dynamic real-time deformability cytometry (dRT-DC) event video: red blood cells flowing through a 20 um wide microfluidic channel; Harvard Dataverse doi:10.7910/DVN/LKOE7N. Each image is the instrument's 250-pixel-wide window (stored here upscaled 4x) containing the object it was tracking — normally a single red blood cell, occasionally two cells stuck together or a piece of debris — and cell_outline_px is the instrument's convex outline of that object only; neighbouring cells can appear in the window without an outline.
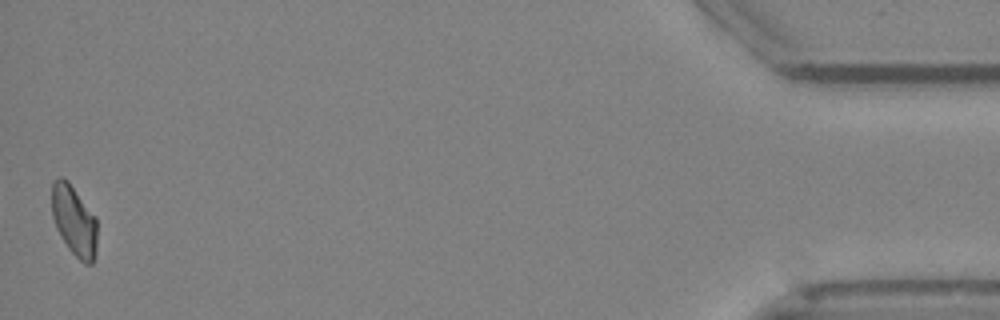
{"species": "Egyptian fruit bat (a non-hibernating species)", "species_latin": "Rousettus aegyptiacus", "temperature_condition": "cold", "stored_images_in_passage": 52, "camera_frame_rate_fps": 3000, "um_per_image_px": 0.085, "animal": {"sex": "female"}, "frame": {"image": 1, "passage_image": 52, "time_ms": 17.0, "image_size_px": [1000, 320], "cell_outline_px": [[96, 248], [92, 264], [84, 264], [68, 248], [56, 228], [52, 216], [52, 184], [60, 176], [68, 180], [96, 216]], "centroid_in_image_um": [6.3, 18.74], "position_along_channel_um": 428.9, "area_um2": 18.55}}